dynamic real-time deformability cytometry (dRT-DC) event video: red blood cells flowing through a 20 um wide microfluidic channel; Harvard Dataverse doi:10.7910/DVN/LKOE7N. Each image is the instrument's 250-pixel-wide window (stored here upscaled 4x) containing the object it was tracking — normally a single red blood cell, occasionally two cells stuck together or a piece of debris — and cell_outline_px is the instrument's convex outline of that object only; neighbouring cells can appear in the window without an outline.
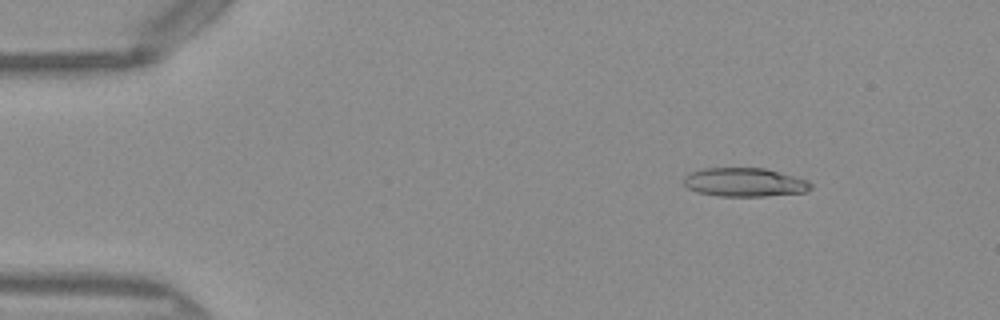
{"species": "Egyptian fruit bat (a non-hibernating species)", "species_latin": "Rousettus aegyptiacus", "temperature_condition": "warm", "stored_images_in_passage": 50, "camera_frame_rate_fps": 3000, "um_per_image_px": 0.085, "frame": {"image": 1, "passage_image": 7, "time_ms": 2.0, "image_size_px": [1000, 320], "cell_outline_px": [[812, 188], [804, 192], [764, 196], [720, 196], [696, 192], [688, 188], [680, 180], [684, 176], [692, 172], [704, 168], [764, 168], [808, 180], [812, 184]], "centroid_in_image_um": [63.25, 15.49], "position_along_channel_um": 21.7, "area_um2": 21.27}}
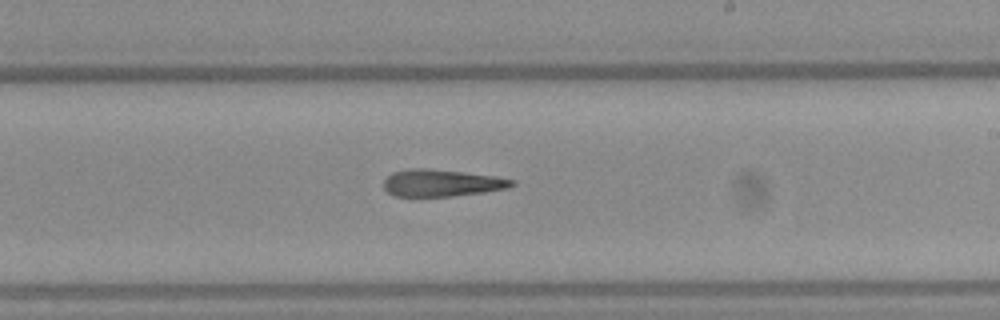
{"frame": {"image": 2, "passage_image": 30, "time_ms": 9.667, "image_size_px": [1000, 320], "cell_outline_px": [[516, 184], [508, 188], [484, 192], [452, 196], [392, 196], [384, 188], [384, 180], [392, 172], [408, 168], [428, 168], [464, 172], [496, 176], [516, 180]], "centroid_in_image_um": [37.55, 15.54], "position_along_channel_um": 251.4, "area_um2": 20.35}}
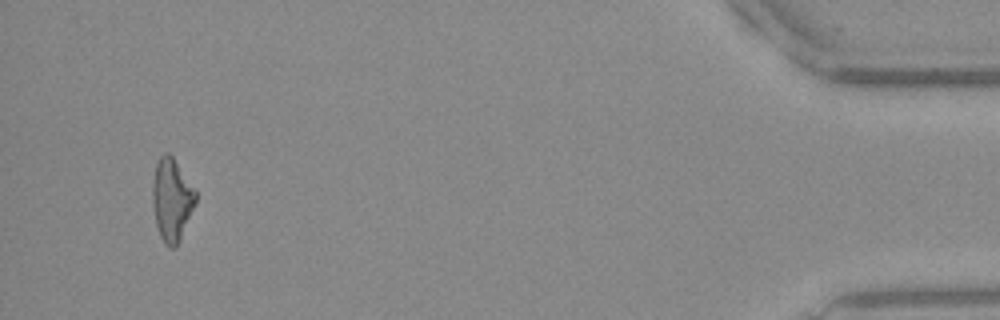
{"frame": {"image": 3, "passage_image": 48, "time_ms": 15.667, "image_size_px": [1000, 320], "cell_outline_px": [[196, 204], [180, 240], [176, 248], [168, 248], [164, 244], [160, 236], [156, 224], [152, 204], [152, 184], [156, 164], [160, 156], [164, 152], [168, 152], [172, 156], [196, 192]], "centroid_in_image_um": [14.59, 17.01], "position_along_channel_um": 420.6, "area_um2": 20.81}}